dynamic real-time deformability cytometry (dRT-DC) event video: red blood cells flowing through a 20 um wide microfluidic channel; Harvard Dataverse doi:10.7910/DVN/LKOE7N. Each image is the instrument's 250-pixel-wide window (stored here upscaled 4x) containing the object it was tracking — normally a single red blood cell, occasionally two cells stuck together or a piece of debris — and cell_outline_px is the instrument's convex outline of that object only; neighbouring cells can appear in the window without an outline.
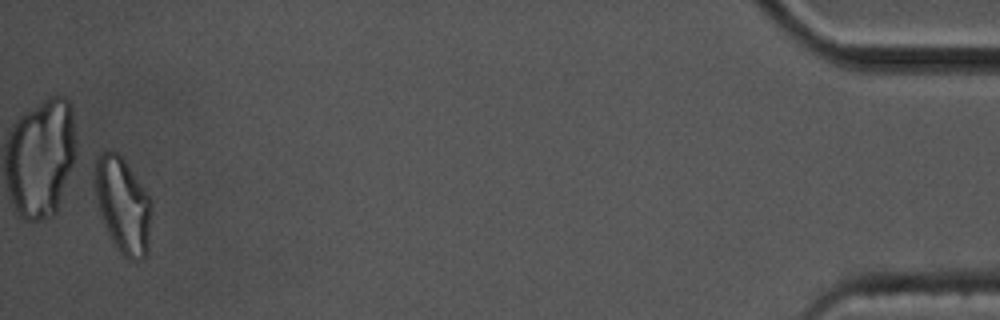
{"species": "common noctule bat (a hibernating species)", "species_latin": "Nyctalus noctula", "temperature_condition": "cold", "stored_images_in_passage": 57, "camera_frame_rate_fps": 3000, "um_per_image_px": 0.085, "animal": {"sex": "male", "body_mass_g": 17.5, "forearm_length_mm": 52.3}, "frame": {"image": 1, "passage_image": 57, "time_ms": 18.667, "image_size_px": [1000, 320], "cell_outline_px": [[152, 212], [148, 252], [144, 260], [128, 260], [120, 252], [112, 240], [100, 216], [96, 196], [92, 172], [96, 156], [104, 148], [116, 152], [124, 160], [152, 200]], "centroid_in_image_um": [10.43, 17.42], "position_along_channel_um": 424.8, "area_um2": 32.25}, "authors_computed_cell_mechanics": {"area_um2": 20.808, "velocity_mm_per_s": 3.3681, "shape_relaxation_time_tau1_ms": 8.7732, "shape_relaxation_time_tau2_ms": 3.2442, "deformation_change_tau1": 0.2136, "deformation_change_tau2": 0.1161}}